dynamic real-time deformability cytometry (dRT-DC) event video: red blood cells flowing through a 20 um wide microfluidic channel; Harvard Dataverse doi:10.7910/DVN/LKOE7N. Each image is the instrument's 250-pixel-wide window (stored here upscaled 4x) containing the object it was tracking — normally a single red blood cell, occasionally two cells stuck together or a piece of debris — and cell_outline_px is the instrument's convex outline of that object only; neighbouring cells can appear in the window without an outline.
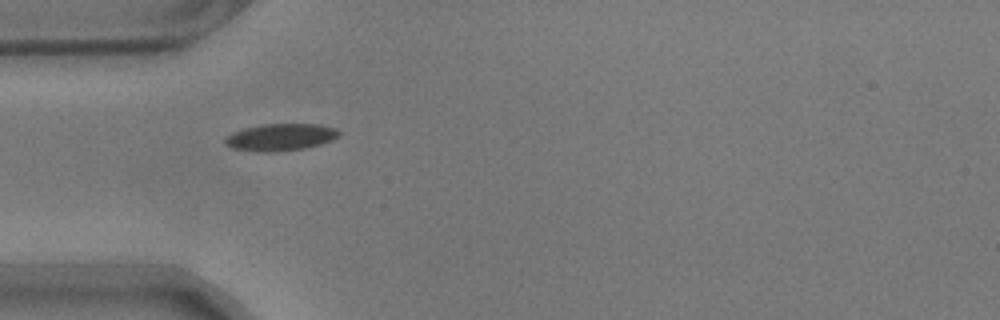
{"species": "common noctule bat (a hibernating species)", "species_latin": "Nyctalus noctula", "temperature_condition": "warm", "stored_images_in_passage": 7, "camera_frame_rate_fps": 3000, "um_per_image_px": 0.085, "animal": {"sex": "male", "body_mass_g": 17.9}, "frame": {"image": 1, "passage_image": 1, "time_ms": 0.0, "image_size_px": [1000, 320], "cell_outline_px": [[340, 136], [332, 140], [320, 144], [304, 148], [276, 152], [264, 152], [232, 148], [224, 144], [224, 140], [232, 132], [244, 128], [264, 124], [320, 124], [336, 128], [340, 132]], "centroid_in_image_um": [23.86, 11.65], "position_along_channel_um": 61.1, "area_um2": 17.98}}
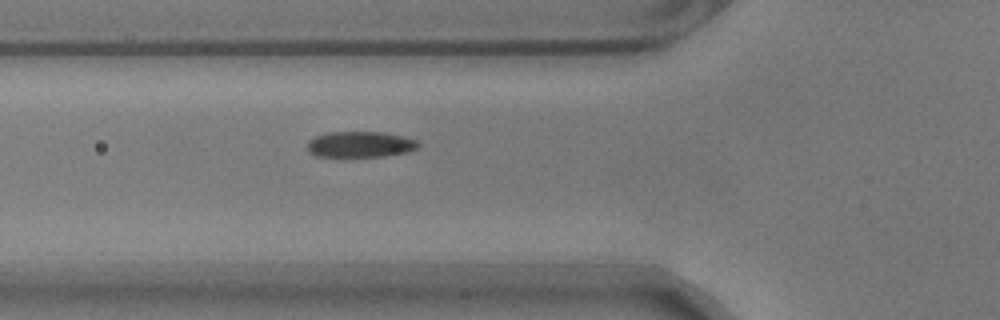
{"frame": {"image": 2, "passage_image": 4, "time_ms": 1.0, "image_size_px": [1000, 320], "cell_outline_px": [[420, 144], [416, 148], [408, 152], [384, 156], [316, 156], [308, 152], [308, 140], [316, 136], [328, 132], [384, 132], [404, 136], [416, 140]], "centroid_in_image_um": [30.62, 12.26], "position_along_channel_um": 95.2, "area_um2": 16.7}}
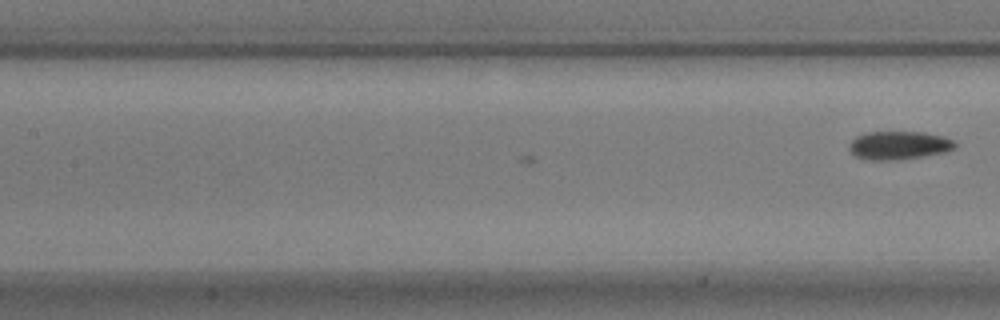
{"frame": {"image": 3, "passage_image": 7, "time_ms": 2.0, "image_size_px": [1000, 320], "cell_outline_px": [[956, 148], [944, 152], [896, 160], [864, 160], [856, 156], [848, 148], [848, 144], [856, 136], [868, 132], [924, 132], [940, 136], [952, 140], [956, 144]], "centroid_in_image_um": [76.35, 12.35], "position_along_channel_um": 131.0, "area_um2": 17.34}}